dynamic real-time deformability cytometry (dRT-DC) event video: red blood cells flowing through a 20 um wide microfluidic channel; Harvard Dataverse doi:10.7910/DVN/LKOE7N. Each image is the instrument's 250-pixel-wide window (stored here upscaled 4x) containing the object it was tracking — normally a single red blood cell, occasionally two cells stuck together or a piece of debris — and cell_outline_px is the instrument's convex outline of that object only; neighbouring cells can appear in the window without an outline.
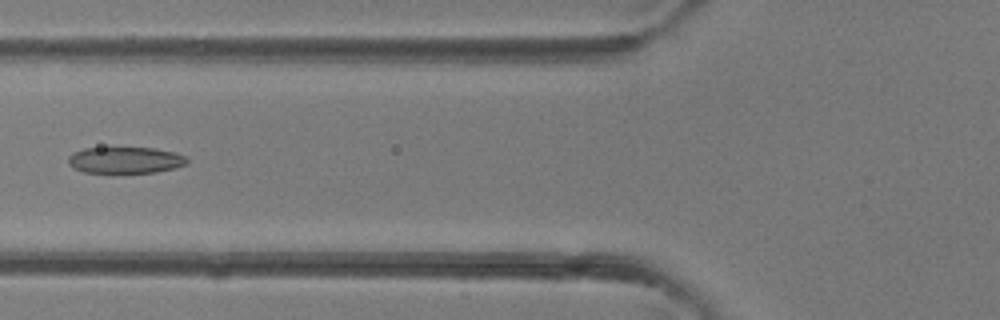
{"species": "common noctule bat (a hibernating species)", "species_latin": "Nyctalus noctula", "temperature_condition": "room temperature", "stored_images_in_passage": 39, "camera_frame_rate_fps": 3000, "um_per_image_px": 0.085, "animal": {"sex": "female"}, "frame": {"image": 1, "passage_image": 15, "time_ms": 4.667, "image_size_px": [1000, 320], "cell_outline_px": [[188, 164], [176, 168], [156, 172], [84, 172], [72, 168], [68, 164], [68, 156], [72, 152], [84, 148], [152, 148], [176, 152], [188, 156]], "centroid_in_image_um": [10.68, 13.6], "position_along_channel_um": 115.1, "area_um2": 18.44}}
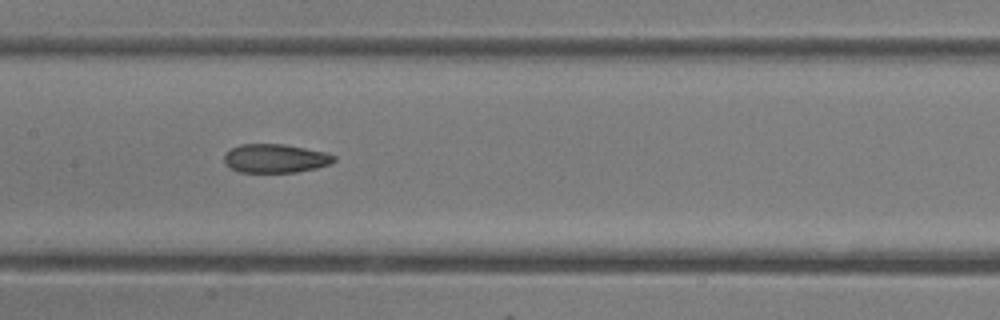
{"frame": {"image": 2, "passage_image": 19, "time_ms": 6.0, "image_size_px": [1000, 320], "cell_outline_px": [[336, 160], [332, 164], [316, 168], [296, 172], [240, 172], [228, 168], [224, 164], [224, 156], [232, 148], [240, 144], [284, 144], [324, 152], [336, 156]], "centroid_in_image_um": [23.4, 13.47], "position_along_channel_um": 184.0, "area_um2": 18.44}}
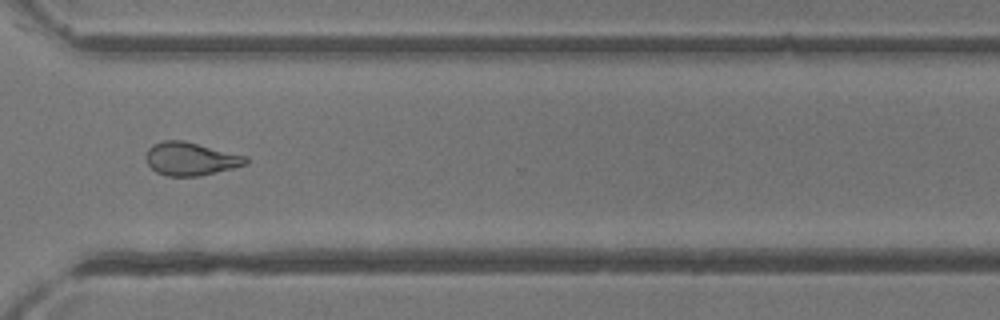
{"frame": {"image": 3, "passage_image": 29, "time_ms": 9.333, "image_size_px": [1000, 320], "cell_outline_px": [[248, 164], [200, 176], [168, 176], [156, 172], [148, 164], [144, 156], [148, 148], [152, 144], [164, 140], [184, 140], [248, 156]], "centroid_in_image_um": [16.2, 13.49], "position_along_channel_um": 354.4, "area_um2": 19.48}}